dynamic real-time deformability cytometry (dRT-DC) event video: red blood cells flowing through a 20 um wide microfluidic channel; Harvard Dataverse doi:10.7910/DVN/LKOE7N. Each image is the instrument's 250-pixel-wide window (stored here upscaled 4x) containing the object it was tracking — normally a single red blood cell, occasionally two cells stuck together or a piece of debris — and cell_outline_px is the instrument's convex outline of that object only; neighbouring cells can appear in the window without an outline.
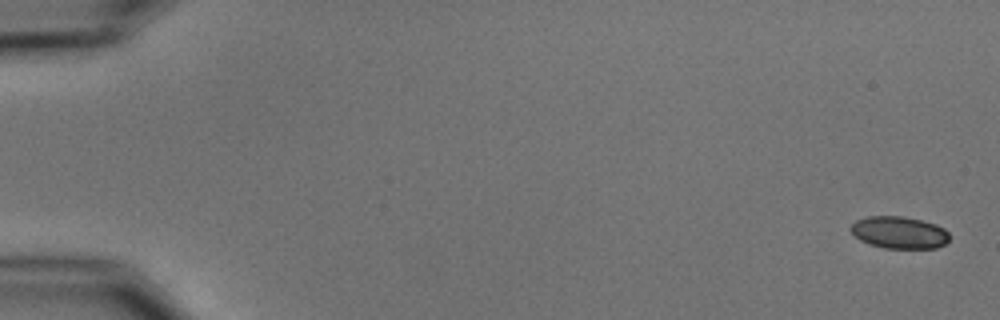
{"species": "common noctule bat (a hibernating species)", "species_latin": "Nyctalus noctula", "temperature_condition": "cold", "stored_images_in_passage": 10, "camera_frame_rate_fps": 3000, "um_per_image_px": 0.085, "animal": {"sex": "male", "body_mass_g": 15.6}, "frame": {"image": 1, "passage_image": 1, "time_ms": 0.0, "image_size_px": [1000, 320], "cell_outline_px": [[948, 240], [944, 244], [936, 248], [884, 248], [868, 244], [860, 240], [848, 228], [856, 220], [868, 216], [904, 216], [936, 224], [944, 228], [948, 232]], "centroid_in_image_um": [76.41, 19.76], "position_along_channel_um": 8.6, "area_um2": 18.5}}
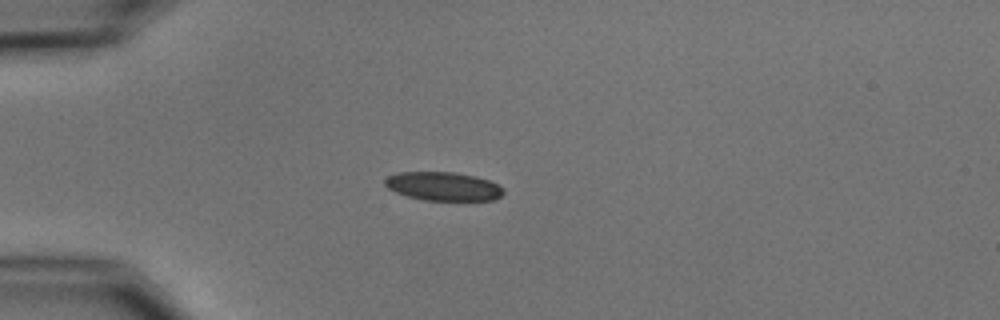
{"frame": {"image": 2, "passage_image": 5, "time_ms": 4.667, "image_size_px": [1000, 320], "cell_outline_px": [[504, 192], [496, 200], [424, 200], [408, 196], [396, 192], [388, 188], [384, 184], [384, 180], [388, 176], [396, 172], [456, 172], [476, 176], [488, 180], [504, 188]], "centroid_in_image_um": [37.68, 15.83], "position_along_channel_um": 47.3, "area_um2": 19.83}}